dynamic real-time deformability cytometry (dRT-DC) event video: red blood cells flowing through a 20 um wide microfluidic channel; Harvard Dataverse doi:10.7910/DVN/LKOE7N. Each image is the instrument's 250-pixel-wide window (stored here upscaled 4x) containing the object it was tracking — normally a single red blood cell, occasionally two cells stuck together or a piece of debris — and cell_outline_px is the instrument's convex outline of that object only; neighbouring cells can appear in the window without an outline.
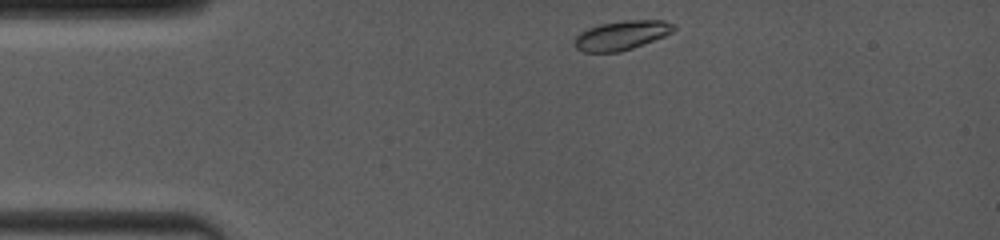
{"species": "common noctule bat (a hibernating species)", "species_latin": "Nyctalus noctula", "temperature_condition": "room temperature", "stored_images_in_passage": 7, "camera_frame_rate_fps": 4000, "um_per_image_px": 0.085, "animal": {"sex": "female", "body_mass_g": 19.0, "forearm_length_mm": 53.3}, "frame": {"image": 1, "passage_image": 1, "time_ms": 0.0, "image_size_px": [1000, 240], "cell_outline_px": [[676, 28], [672, 32], [664, 36], [632, 48], [620, 52], [584, 52], [576, 48], [572, 40], [580, 32], [588, 28], [600, 24], [624, 20], [664, 20], [672, 24]], "centroid_in_image_um": [52.79, 3.0], "position_along_channel_um": 32.2, "area_um2": 16.88}}
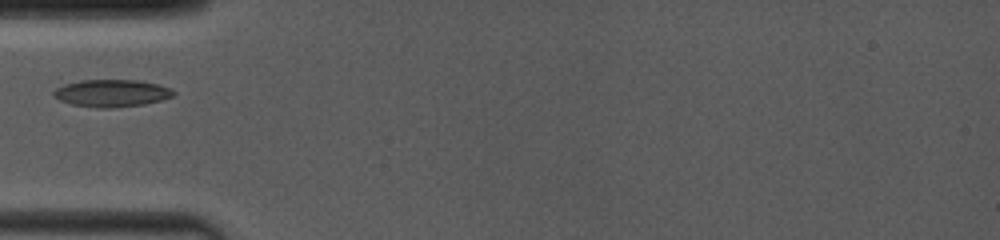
{"frame": {"image": 2, "passage_image": 5, "time_ms": 2.25, "image_size_px": [1000, 240], "cell_outline_px": [[176, 92], [172, 96], [160, 100], [144, 104], [116, 108], [96, 108], [72, 104], [60, 100], [52, 96], [52, 92], [56, 88], [64, 84], [80, 80], [136, 80], [156, 84], [168, 88]], "centroid_in_image_um": [9.44, 7.92], "position_along_channel_um": 75.6, "area_um2": 19.02}}
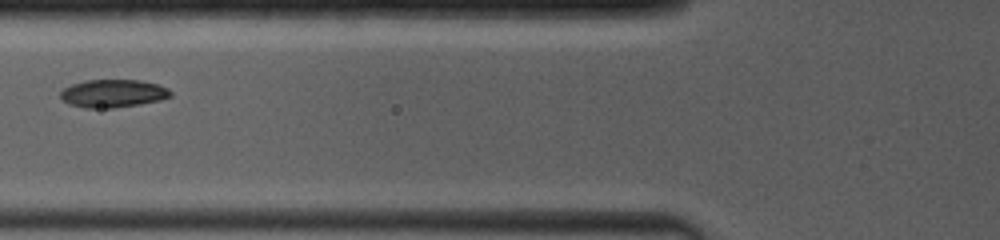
{"frame": {"image": 3, "passage_image": 6, "time_ms": 3.25, "image_size_px": [1000, 240], "cell_outline_px": [[172, 96], [160, 100], [140, 104], [112, 108], [84, 108], [68, 104], [60, 96], [60, 92], [64, 88], [72, 84], [88, 80], [140, 80], [156, 84], [168, 88], [172, 92]], "centroid_in_image_um": [9.61, 7.95], "position_along_channel_um": 116.2, "area_um2": 17.92}}